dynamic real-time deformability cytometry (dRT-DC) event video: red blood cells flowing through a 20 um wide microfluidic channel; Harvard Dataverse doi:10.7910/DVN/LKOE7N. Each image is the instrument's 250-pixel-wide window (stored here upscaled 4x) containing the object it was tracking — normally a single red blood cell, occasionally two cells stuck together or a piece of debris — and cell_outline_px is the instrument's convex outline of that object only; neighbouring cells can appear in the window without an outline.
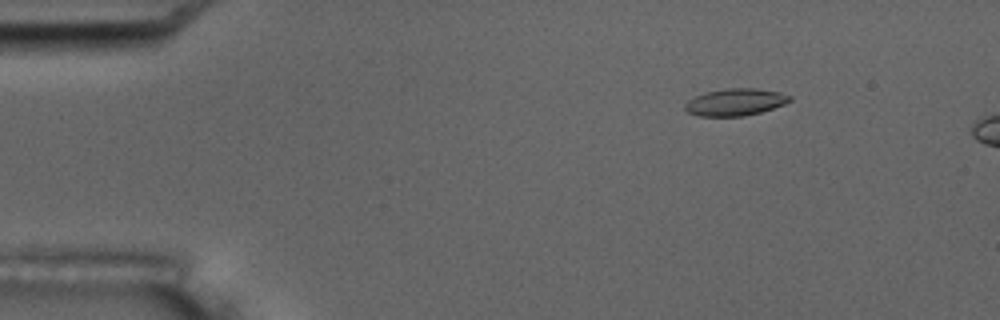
{"species": "common noctule bat (a hibernating species)", "species_latin": "Nyctalus noctula", "temperature_condition": "room temperature", "stored_images_in_passage": 4, "camera_frame_rate_fps": 3000, "um_per_image_px": 0.085, "animal": {"sex": "male", "body_mass_g": 17.5, "forearm_length_mm": 52.3}, "frame": {"image": 1, "passage_image": 2, "time_ms": 1.0, "image_size_px": [1000, 320], "cell_outline_px": [[792, 100], [784, 104], [760, 112], [744, 116], [700, 116], [688, 112], [684, 108], [684, 104], [688, 100], [696, 96], [708, 92], [728, 88], [756, 88], [780, 92], [792, 96]], "centroid_in_image_um": [62.52, 8.68], "position_along_channel_um": 22.5, "area_um2": 16.42}}